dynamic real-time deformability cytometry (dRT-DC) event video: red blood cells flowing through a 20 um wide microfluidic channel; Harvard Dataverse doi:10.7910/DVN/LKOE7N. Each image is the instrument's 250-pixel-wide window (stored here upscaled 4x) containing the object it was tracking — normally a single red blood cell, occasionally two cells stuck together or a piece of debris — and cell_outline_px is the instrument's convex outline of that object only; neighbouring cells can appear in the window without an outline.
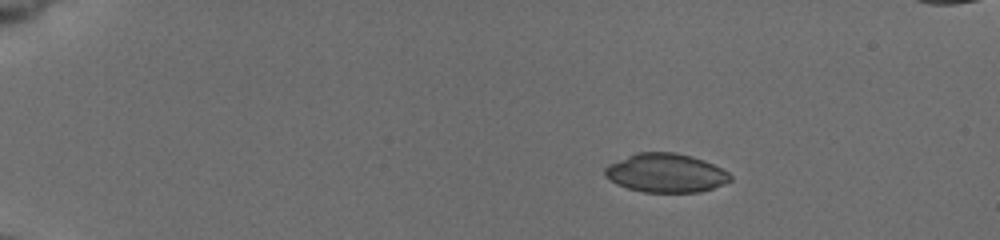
{"species": "common noctule bat (a hibernating species)", "species_latin": "Nyctalus noctula", "temperature_condition": "cold", "stored_images_in_passage": 46, "camera_frame_rate_fps": 3000, "um_per_image_px": 0.085, "animal": {"sex": "female", "body_mass_g": 19.5, "forearm_length_mm": 54.1}, "frame": {"image": 1, "passage_image": 1, "time_ms": 0.0, "image_size_px": [1000, 240], "cell_outline_px": [[732, 180], [724, 184], [700, 192], [644, 192], [628, 188], [616, 184], [604, 176], [604, 168], [608, 164], [636, 152], [676, 152], [692, 156], [704, 160], [728, 172], [732, 176]], "centroid_in_image_um": [56.58, 14.7], "position_along_channel_um": 28.4, "area_um2": 28.5}}
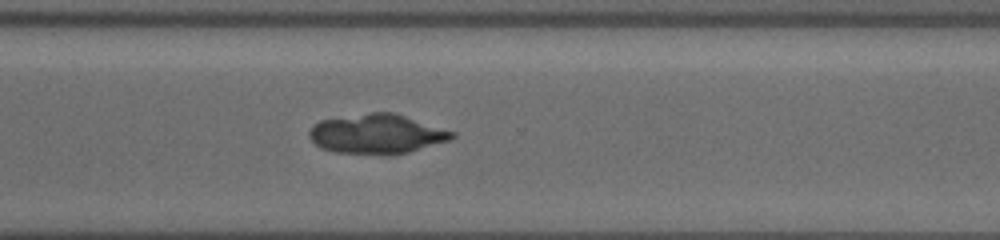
{"frame": {"image": 2, "passage_image": 33, "time_ms": 10.667, "image_size_px": [1000, 240], "cell_outline_px": [[456, 136], [452, 140], [408, 152], [336, 152], [320, 148], [308, 136], [308, 132], [320, 120], [368, 112], [392, 112], [456, 132]], "centroid_in_image_um": [32.05, 11.35], "position_along_channel_um": 338.5, "area_um2": 32.14}}
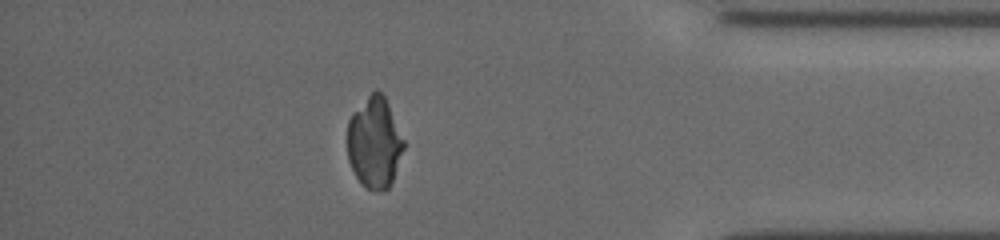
{"frame": {"image": 3, "passage_image": 40, "time_ms": 13.0, "image_size_px": [1000, 240], "cell_outline_px": [[404, 148], [392, 180], [388, 188], [384, 192], [380, 192], [368, 188], [356, 176], [348, 160], [348, 120], [368, 96], [376, 88], [384, 96], [388, 104], [404, 140]], "centroid_in_image_um": [31.84, 12.14], "position_along_channel_um": 403.4, "area_um2": 29.3}}